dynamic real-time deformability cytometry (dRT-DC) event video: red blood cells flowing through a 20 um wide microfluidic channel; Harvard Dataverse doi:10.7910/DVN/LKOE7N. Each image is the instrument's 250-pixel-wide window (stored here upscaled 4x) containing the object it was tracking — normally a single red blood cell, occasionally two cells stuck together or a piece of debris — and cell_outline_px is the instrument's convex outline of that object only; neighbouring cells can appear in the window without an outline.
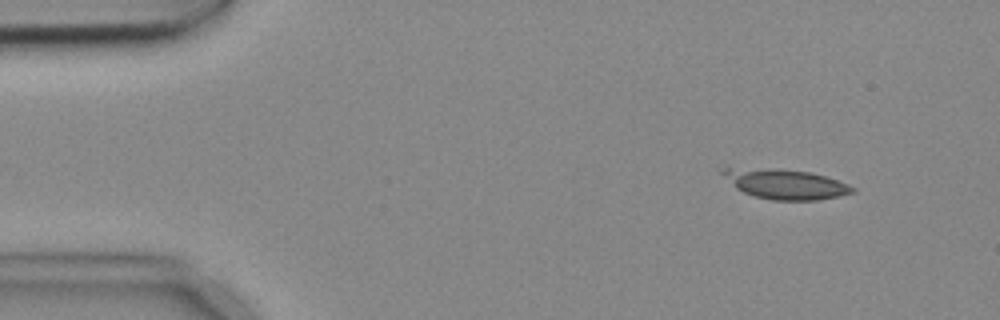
{"species": "common noctule bat (a hibernating species)", "species_latin": "Nyctalus noctula", "temperature_condition": "cold", "stored_images_in_passage": 4, "camera_frame_rate_fps": 3000, "um_per_image_px": 0.085, "animal": {"sex": "female", "body_mass_g": 18.4}, "frame": {"image": 1, "passage_image": 2, "time_ms": 0.333, "image_size_px": [1000, 320], "cell_outline_px": [[856, 192], [840, 196], [816, 200], [772, 200], [756, 196], [744, 192], [736, 188], [716, 168], [768, 168], [808, 172], [824, 176], [848, 184], [856, 188]], "centroid_in_image_um": [66.75, 15.64], "position_along_channel_um": 18.2, "area_um2": 22.43}}